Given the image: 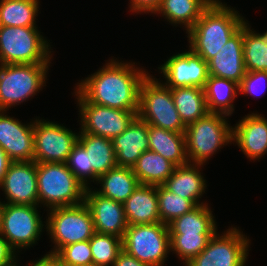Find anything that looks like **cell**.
Listing matches in <instances>:
<instances>
[{
    "instance_id": "1",
    "label": "cell",
    "mask_w": 267,
    "mask_h": 266,
    "mask_svg": "<svg viewBox=\"0 0 267 266\" xmlns=\"http://www.w3.org/2000/svg\"><path fill=\"white\" fill-rule=\"evenodd\" d=\"M122 62L110 59L97 72L78 82L76 90L90 103L138 111L140 87L149 73L134 66L135 62Z\"/></svg>"
},
{
    "instance_id": "2",
    "label": "cell",
    "mask_w": 267,
    "mask_h": 266,
    "mask_svg": "<svg viewBox=\"0 0 267 266\" xmlns=\"http://www.w3.org/2000/svg\"><path fill=\"white\" fill-rule=\"evenodd\" d=\"M245 20L237 10L226 3H211L186 33L189 49L208 62L243 26Z\"/></svg>"
},
{
    "instance_id": "3",
    "label": "cell",
    "mask_w": 267,
    "mask_h": 266,
    "mask_svg": "<svg viewBox=\"0 0 267 266\" xmlns=\"http://www.w3.org/2000/svg\"><path fill=\"white\" fill-rule=\"evenodd\" d=\"M38 199L49 210L84 202L86 187L66 163H37Z\"/></svg>"
},
{
    "instance_id": "4",
    "label": "cell",
    "mask_w": 267,
    "mask_h": 266,
    "mask_svg": "<svg viewBox=\"0 0 267 266\" xmlns=\"http://www.w3.org/2000/svg\"><path fill=\"white\" fill-rule=\"evenodd\" d=\"M227 116L208 112L186 126L185 145L189 163L203 164L227 144H232V127Z\"/></svg>"
},
{
    "instance_id": "5",
    "label": "cell",
    "mask_w": 267,
    "mask_h": 266,
    "mask_svg": "<svg viewBox=\"0 0 267 266\" xmlns=\"http://www.w3.org/2000/svg\"><path fill=\"white\" fill-rule=\"evenodd\" d=\"M37 28L0 26V64H50V43Z\"/></svg>"
},
{
    "instance_id": "6",
    "label": "cell",
    "mask_w": 267,
    "mask_h": 266,
    "mask_svg": "<svg viewBox=\"0 0 267 266\" xmlns=\"http://www.w3.org/2000/svg\"><path fill=\"white\" fill-rule=\"evenodd\" d=\"M137 116L148 125L185 133L186 126L174 105L171 88L150 74L145 77L140 87Z\"/></svg>"
},
{
    "instance_id": "7",
    "label": "cell",
    "mask_w": 267,
    "mask_h": 266,
    "mask_svg": "<svg viewBox=\"0 0 267 266\" xmlns=\"http://www.w3.org/2000/svg\"><path fill=\"white\" fill-rule=\"evenodd\" d=\"M50 64H0V110L19 105L46 86Z\"/></svg>"
},
{
    "instance_id": "8",
    "label": "cell",
    "mask_w": 267,
    "mask_h": 266,
    "mask_svg": "<svg viewBox=\"0 0 267 266\" xmlns=\"http://www.w3.org/2000/svg\"><path fill=\"white\" fill-rule=\"evenodd\" d=\"M46 230L55 245L48 255H55L62 247L90 240L95 233L92 215L83 202L75 206L57 207L49 210Z\"/></svg>"
},
{
    "instance_id": "9",
    "label": "cell",
    "mask_w": 267,
    "mask_h": 266,
    "mask_svg": "<svg viewBox=\"0 0 267 266\" xmlns=\"http://www.w3.org/2000/svg\"><path fill=\"white\" fill-rule=\"evenodd\" d=\"M122 247L142 263L164 266L167 254L170 253L169 227L162 222L128 225Z\"/></svg>"
},
{
    "instance_id": "10",
    "label": "cell",
    "mask_w": 267,
    "mask_h": 266,
    "mask_svg": "<svg viewBox=\"0 0 267 266\" xmlns=\"http://www.w3.org/2000/svg\"><path fill=\"white\" fill-rule=\"evenodd\" d=\"M250 239L236 227H230L221 236L216 232L206 248L190 259L185 266H245Z\"/></svg>"
},
{
    "instance_id": "11",
    "label": "cell",
    "mask_w": 267,
    "mask_h": 266,
    "mask_svg": "<svg viewBox=\"0 0 267 266\" xmlns=\"http://www.w3.org/2000/svg\"><path fill=\"white\" fill-rule=\"evenodd\" d=\"M81 131L113 140L137 117L138 111H126L88 102L76 89Z\"/></svg>"
},
{
    "instance_id": "12",
    "label": "cell",
    "mask_w": 267,
    "mask_h": 266,
    "mask_svg": "<svg viewBox=\"0 0 267 266\" xmlns=\"http://www.w3.org/2000/svg\"><path fill=\"white\" fill-rule=\"evenodd\" d=\"M39 206L8 204L4 201L1 235L16 252L37 243L45 229ZM44 228V229H43ZM40 236V237H39Z\"/></svg>"
},
{
    "instance_id": "13",
    "label": "cell",
    "mask_w": 267,
    "mask_h": 266,
    "mask_svg": "<svg viewBox=\"0 0 267 266\" xmlns=\"http://www.w3.org/2000/svg\"><path fill=\"white\" fill-rule=\"evenodd\" d=\"M79 133L45 119L34 120V158L36 163H66Z\"/></svg>"
},
{
    "instance_id": "14",
    "label": "cell",
    "mask_w": 267,
    "mask_h": 266,
    "mask_svg": "<svg viewBox=\"0 0 267 266\" xmlns=\"http://www.w3.org/2000/svg\"><path fill=\"white\" fill-rule=\"evenodd\" d=\"M158 69L170 88L200 87L204 88L209 77L208 62L190 49L170 56Z\"/></svg>"
},
{
    "instance_id": "15",
    "label": "cell",
    "mask_w": 267,
    "mask_h": 266,
    "mask_svg": "<svg viewBox=\"0 0 267 266\" xmlns=\"http://www.w3.org/2000/svg\"><path fill=\"white\" fill-rule=\"evenodd\" d=\"M0 189L4 191L8 204L39 206L37 163L34 161L12 162Z\"/></svg>"
},
{
    "instance_id": "16",
    "label": "cell",
    "mask_w": 267,
    "mask_h": 266,
    "mask_svg": "<svg viewBox=\"0 0 267 266\" xmlns=\"http://www.w3.org/2000/svg\"><path fill=\"white\" fill-rule=\"evenodd\" d=\"M86 188L84 203L89 208L95 232L124 237L128 227L123 203L106 198L94 190Z\"/></svg>"
},
{
    "instance_id": "17",
    "label": "cell",
    "mask_w": 267,
    "mask_h": 266,
    "mask_svg": "<svg viewBox=\"0 0 267 266\" xmlns=\"http://www.w3.org/2000/svg\"><path fill=\"white\" fill-rule=\"evenodd\" d=\"M0 110V147L13 162L33 161L34 121L23 124Z\"/></svg>"
},
{
    "instance_id": "18",
    "label": "cell",
    "mask_w": 267,
    "mask_h": 266,
    "mask_svg": "<svg viewBox=\"0 0 267 266\" xmlns=\"http://www.w3.org/2000/svg\"><path fill=\"white\" fill-rule=\"evenodd\" d=\"M232 141L247 158L259 160L267 154V119L263 115H245L232 127Z\"/></svg>"
},
{
    "instance_id": "19",
    "label": "cell",
    "mask_w": 267,
    "mask_h": 266,
    "mask_svg": "<svg viewBox=\"0 0 267 266\" xmlns=\"http://www.w3.org/2000/svg\"><path fill=\"white\" fill-rule=\"evenodd\" d=\"M211 76L240 83L246 74L243 55V26L232 35L222 49L208 61Z\"/></svg>"
},
{
    "instance_id": "20",
    "label": "cell",
    "mask_w": 267,
    "mask_h": 266,
    "mask_svg": "<svg viewBox=\"0 0 267 266\" xmlns=\"http://www.w3.org/2000/svg\"><path fill=\"white\" fill-rule=\"evenodd\" d=\"M112 142L117 166L132 168L142 153L149 150L148 124L137 116Z\"/></svg>"
},
{
    "instance_id": "21",
    "label": "cell",
    "mask_w": 267,
    "mask_h": 266,
    "mask_svg": "<svg viewBox=\"0 0 267 266\" xmlns=\"http://www.w3.org/2000/svg\"><path fill=\"white\" fill-rule=\"evenodd\" d=\"M203 164L187 163L175 167L172 175L162 184L168 191L191 200L196 206L206 204L200 202L201 196L205 193L206 179L201 170Z\"/></svg>"
},
{
    "instance_id": "22",
    "label": "cell",
    "mask_w": 267,
    "mask_h": 266,
    "mask_svg": "<svg viewBox=\"0 0 267 266\" xmlns=\"http://www.w3.org/2000/svg\"><path fill=\"white\" fill-rule=\"evenodd\" d=\"M123 208L128 225L160 222L156 186L139 184Z\"/></svg>"
},
{
    "instance_id": "23",
    "label": "cell",
    "mask_w": 267,
    "mask_h": 266,
    "mask_svg": "<svg viewBox=\"0 0 267 266\" xmlns=\"http://www.w3.org/2000/svg\"><path fill=\"white\" fill-rule=\"evenodd\" d=\"M149 150L159 153L176 167L188 163L185 134L148 125Z\"/></svg>"
},
{
    "instance_id": "24",
    "label": "cell",
    "mask_w": 267,
    "mask_h": 266,
    "mask_svg": "<svg viewBox=\"0 0 267 266\" xmlns=\"http://www.w3.org/2000/svg\"><path fill=\"white\" fill-rule=\"evenodd\" d=\"M239 84L233 80L209 75L204 93L208 112L230 116L234 111L233 100L239 93Z\"/></svg>"
},
{
    "instance_id": "25",
    "label": "cell",
    "mask_w": 267,
    "mask_h": 266,
    "mask_svg": "<svg viewBox=\"0 0 267 266\" xmlns=\"http://www.w3.org/2000/svg\"><path fill=\"white\" fill-rule=\"evenodd\" d=\"M96 183L101 184V188L95 190L97 193L121 203H124L139 185L132 168L119 166L101 175Z\"/></svg>"
},
{
    "instance_id": "26",
    "label": "cell",
    "mask_w": 267,
    "mask_h": 266,
    "mask_svg": "<svg viewBox=\"0 0 267 266\" xmlns=\"http://www.w3.org/2000/svg\"><path fill=\"white\" fill-rule=\"evenodd\" d=\"M210 4L208 0H161L154 14L164 16L174 26L184 25L187 33Z\"/></svg>"
},
{
    "instance_id": "27",
    "label": "cell",
    "mask_w": 267,
    "mask_h": 266,
    "mask_svg": "<svg viewBox=\"0 0 267 266\" xmlns=\"http://www.w3.org/2000/svg\"><path fill=\"white\" fill-rule=\"evenodd\" d=\"M78 142L89 155L93 172L100 177L117 166L116 154L111 139L90 133L79 132Z\"/></svg>"
},
{
    "instance_id": "28",
    "label": "cell",
    "mask_w": 267,
    "mask_h": 266,
    "mask_svg": "<svg viewBox=\"0 0 267 266\" xmlns=\"http://www.w3.org/2000/svg\"><path fill=\"white\" fill-rule=\"evenodd\" d=\"M175 165L151 150H147L137 160L132 167L139 184L142 185H162L173 173Z\"/></svg>"
},
{
    "instance_id": "29",
    "label": "cell",
    "mask_w": 267,
    "mask_h": 266,
    "mask_svg": "<svg viewBox=\"0 0 267 266\" xmlns=\"http://www.w3.org/2000/svg\"><path fill=\"white\" fill-rule=\"evenodd\" d=\"M208 203L197 205L190 212L168 224L170 234H215L217 223Z\"/></svg>"
},
{
    "instance_id": "30",
    "label": "cell",
    "mask_w": 267,
    "mask_h": 266,
    "mask_svg": "<svg viewBox=\"0 0 267 266\" xmlns=\"http://www.w3.org/2000/svg\"><path fill=\"white\" fill-rule=\"evenodd\" d=\"M171 93L179 117L185 126L208 113L203 88L176 87L171 88Z\"/></svg>"
},
{
    "instance_id": "31",
    "label": "cell",
    "mask_w": 267,
    "mask_h": 266,
    "mask_svg": "<svg viewBox=\"0 0 267 266\" xmlns=\"http://www.w3.org/2000/svg\"><path fill=\"white\" fill-rule=\"evenodd\" d=\"M39 0H0V26L37 27Z\"/></svg>"
},
{
    "instance_id": "32",
    "label": "cell",
    "mask_w": 267,
    "mask_h": 266,
    "mask_svg": "<svg viewBox=\"0 0 267 266\" xmlns=\"http://www.w3.org/2000/svg\"><path fill=\"white\" fill-rule=\"evenodd\" d=\"M251 29L248 21L243 24V55L246 71H267V43Z\"/></svg>"
},
{
    "instance_id": "33",
    "label": "cell",
    "mask_w": 267,
    "mask_h": 266,
    "mask_svg": "<svg viewBox=\"0 0 267 266\" xmlns=\"http://www.w3.org/2000/svg\"><path fill=\"white\" fill-rule=\"evenodd\" d=\"M156 192L160 222L166 225L196 207L191 200L168 191L162 185L156 186Z\"/></svg>"
},
{
    "instance_id": "34",
    "label": "cell",
    "mask_w": 267,
    "mask_h": 266,
    "mask_svg": "<svg viewBox=\"0 0 267 266\" xmlns=\"http://www.w3.org/2000/svg\"><path fill=\"white\" fill-rule=\"evenodd\" d=\"M89 244L92 250L93 265L113 266L119 252L123 249L122 238L111 234L95 232Z\"/></svg>"
},
{
    "instance_id": "35",
    "label": "cell",
    "mask_w": 267,
    "mask_h": 266,
    "mask_svg": "<svg viewBox=\"0 0 267 266\" xmlns=\"http://www.w3.org/2000/svg\"><path fill=\"white\" fill-rule=\"evenodd\" d=\"M214 234H170V251L186 264L199 255ZM185 261V262H184Z\"/></svg>"
},
{
    "instance_id": "36",
    "label": "cell",
    "mask_w": 267,
    "mask_h": 266,
    "mask_svg": "<svg viewBox=\"0 0 267 266\" xmlns=\"http://www.w3.org/2000/svg\"><path fill=\"white\" fill-rule=\"evenodd\" d=\"M67 167L72 171L75 177L86 187L88 182H97L98 176L93 172L92 166H90L89 155L85 148L77 142L68 159L66 161ZM90 179V181H89ZM92 179V180H91ZM95 180V181H94Z\"/></svg>"
},
{
    "instance_id": "37",
    "label": "cell",
    "mask_w": 267,
    "mask_h": 266,
    "mask_svg": "<svg viewBox=\"0 0 267 266\" xmlns=\"http://www.w3.org/2000/svg\"><path fill=\"white\" fill-rule=\"evenodd\" d=\"M54 257L60 265L87 266L93 264L89 240L62 247Z\"/></svg>"
},
{
    "instance_id": "38",
    "label": "cell",
    "mask_w": 267,
    "mask_h": 266,
    "mask_svg": "<svg viewBox=\"0 0 267 266\" xmlns=\"http://www.w3.org/2000/svg\"><path fill=\"white\" fill-rule=\"evenodd\" d=\"M262 88H261V87ZM267 87V71H246L245 76L239 83V94H244V96L259 95L260 93L266 91Z\"/></svg>"
},
{
    "instance_id": "39",
    "label": "cell",
    "mask_w": 267,
    "mask_h": 266,
    "mask_svg": "<svg viewBox=\"0 0 267 266\" xmlns=\"http://www.w3.org/2000/svg\"><path fill=\"white\" fill-rule=\"evenodd\" d=\"M161 0H130V11L133 13H155Z\"/></svg>"
},
{
    "instance_id": "40",
    "label": "cell",
    "mask_w": 267,
    "mask_h": 266,
    "mask_svg": "<svg viewBox=\"0 0 267 266\" xmlns=\"http://www.w3.org/2000/svg\"><path fill=\"white\" fill-rule=\"evenodd\" d=\"M16 253L18 252H15L8 241L0 234V266L10 262L18 255Z\"/></svg>"
},
{
    "instance_id": "41",
    "label": "cell",
    "mask_w": 267,
    "mask_h": 266,
    "mask_svg": "<svg viewBox=\"0 0 267 266\" xmlns=\"http://www.w3.org/2000/svg\"><path fill=\"white\" fill-rule=\"evenodd\" d=\"M113 266H150L138 261L123 249L119 252Z\"/></svg>"
},
{
    "instance_id": "42",
    "label": "cell",
    "mask_w": 267,
    "mask_h": 266,
    "mask_svg": "<svg viewBox=\"0 0 267 266\" xmlns=\"http://www.w3.org/2000/svg\"><path fill=\"white\" fill-rule=\"evenodd\" d=\"M13 161L9 158L7 153L0 147V185L3 182L4 176Z\"/></svg>"
},
{
    "instance_id": "43",
    "label": "cell",
    "mask_w": 267,
    "mask_h": 266,
    "mask_svg": "<svg viewBox=\"0 0 267 266\" xmlns=\"http://www.w3.org/2000/svg\"><path fill=\"white\" fill-rule=\"evenodd\" d=\"M28 265L30 266H61L58 260L53 255H48V254L44 255L42 258L34 262H30L26 266Z\"/></svg>"
},
{
    "instance_id": "44",
    "label": "cell",
    "mask_w": 267,
    "mask_h": 266,
    "mask_svg": "<svg viewBox=\"0 0 267 266\" xmlns=\"http://www.w3.org/2000/svg\"><path fill=\"white\" fill-rule=\"evenodd\" d=\"M3 209H4V202L0 201V233H1V230H2Z\"/></svg>"
},
{
    "instance_id": "45",
    "label": "cell",
    "mask_w": 267,
    "mask_h": 266,
    "mask_svg": "<svg viewBox=\"0 0 267 266\" xmlns=\"http://www.w3.org/2000/svg\"><path fill=\"white\" fill-rule=\"evenodd\" d=\"M253 32L263 41L267 43V31L265 33H256L254 30Z\"/></svg>"
},
{
    "instance_id": "46",
    "label": "cell",
    "mask_w": 267,
    "mask_h": 266,
    "mask_svg": "<svg viewBox=\"0 0 267 266\" xmlns=\"http://www.w3.org/2000/svg\"><path fill=\"white\" fill-rule=\"evenodd\" d=\"M18 256H16V257H14L10 262H8V263H6V264H4V265H2V266H18V264L16 263L17 261V258Z\"/></svg>"
},
{
    "instance_id": "47",
    "label": "cell",
    "mask_w": 267,
    "mask_h": 266,
    "mask_svg": "<svg viewBox=\"0 0 267 266\" xmlns=\"http://www.w3.org/2000/svg\"><path fill=\"white\" fill-rule=\"evenodd\" d=\"M210 3L219 2L220 0H208Z\"/></svg>"
},
{
    "instance_id": "48",
    "label": "cell",
    "mask_w": 267,
    "mask_h": 266,
    "mask_svg": "<svg viewBox=\"0 0 267 266\" xmlns=\"http://www.w3.org/2000/svg\"><path fill=\"white\" fill-rule=\"evenodd\" d=\"M61 266H67V265H61ZM87 266H96V265L91 264V265H87Z\"/></svg>"
}]
</instances>
